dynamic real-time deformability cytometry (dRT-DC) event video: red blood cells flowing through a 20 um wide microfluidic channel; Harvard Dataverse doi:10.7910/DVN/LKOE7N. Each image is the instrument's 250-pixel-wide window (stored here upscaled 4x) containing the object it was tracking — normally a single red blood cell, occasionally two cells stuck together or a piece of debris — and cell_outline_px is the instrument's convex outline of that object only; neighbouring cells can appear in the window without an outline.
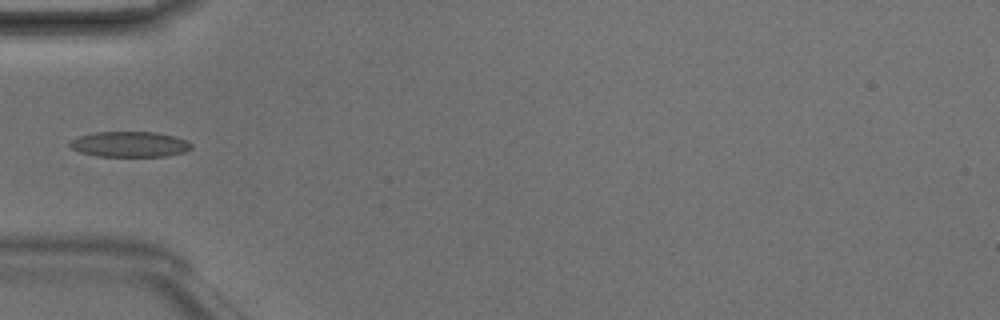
{"species": "Egyptian fruit bat (a non-hibernating species)", "species_latin": "Rousettus aegyptiacus", "temperature_condition": "room temperature", "stored_images_in_passage": 5, "segment_of_instrument_passage": [2, 2], "camera_frame_rate_fps": 3000, "um_per_image_px": 0.085, "animal": {"sex": "male"}, "frame": {"image": 1, "passage_image": 5, "time_ms": 1.333, "image_size_px": [1000, 320], "cell_outline_px": [[192, 148], [184, 152], [164, 156], [96, 156], [80, 152], [72, 148], [68, 144], [72, 140], [80, 136], [96, 132], [156, 132], [176, 136], [192, 144]], "centroid_in_image_um": [11.03, 12.26], "position_along_channel_um": 74.0, "area_um2": 17.92}}